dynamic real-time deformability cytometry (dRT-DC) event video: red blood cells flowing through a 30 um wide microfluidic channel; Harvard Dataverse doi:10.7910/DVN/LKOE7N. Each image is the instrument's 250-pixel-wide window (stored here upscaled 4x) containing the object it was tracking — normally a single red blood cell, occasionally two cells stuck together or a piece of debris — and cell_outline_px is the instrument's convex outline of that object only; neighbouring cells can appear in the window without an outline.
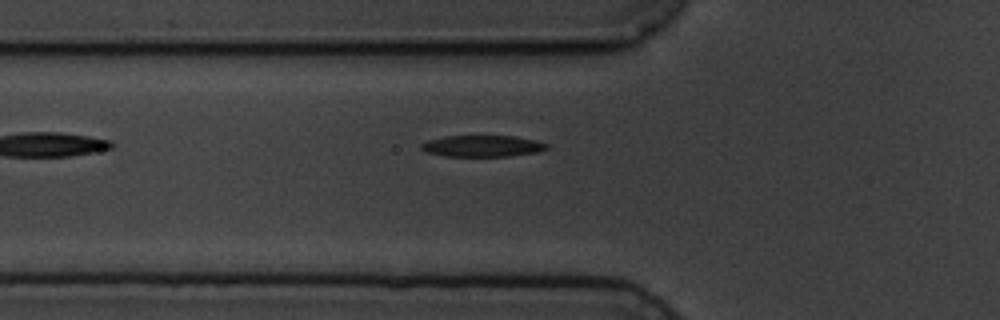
{"species": "common noctule bat (a hibernating species)", "species_latin": "Nyctalus noctula", "temperature_condition": "cold", "stored_images_in_passage": 3, "camera_frame_rate_fps": 3000, "um_per_image_px": 0.085, "animal": {"sex": "male", "body_mass_g": 19.5, "forearm_length_mm": 54.6}, "frame": {"image": 1, "passage_image": 3, "time_ms": 2.333, "image_size_px": [1000, 320], "cell_outline_px": [[548, 148], [540, 152], [508, 156], [444, 156], [424, 152], [420, 148], [420, 144], [428, 140], [444, 136], [516, 136], [536, 140], [548, 144]], "centroid_in_image_um": [41.0, 12.41], "position_along_channel_um": 84.8, "area_um2": 15.84}}